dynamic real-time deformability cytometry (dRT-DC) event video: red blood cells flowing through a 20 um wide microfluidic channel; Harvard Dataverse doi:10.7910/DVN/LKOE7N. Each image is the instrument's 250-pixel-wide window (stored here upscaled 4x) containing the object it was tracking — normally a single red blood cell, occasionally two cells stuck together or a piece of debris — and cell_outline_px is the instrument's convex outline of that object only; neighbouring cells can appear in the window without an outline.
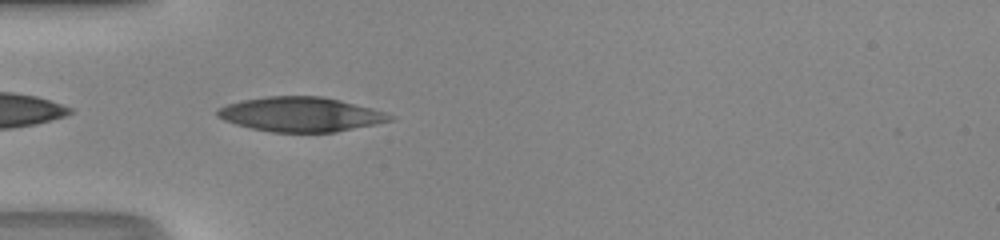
{"species": "human", "species_latin": "Homo sapiens", "temperature_condition": "room temperature", "stored_images_in_passage": 34, "camera_frame_rate_fps": 3000, "um_per_image_px": 0.085, "donor": {"sex": "male"}, "frame": {"image": 1, "passage_image": 1, "time_ms": 0.0, "image_size_px": [1000, 240], "cell_outline_px": [[392, 120], [336, 132], [272, 132], [252, 128], [236, 124], [224, 120], [216, 116], [216, 112], [220, 108], [228, 104], [244, 100], [268, 96], [320, 96], [340, 100], [372, 108], [384, 112], [392, 116]], "centroid_in_image_um": [25.54, 9.72], "position_along_channel_um": 59.5, "area_um2": 34.28}}
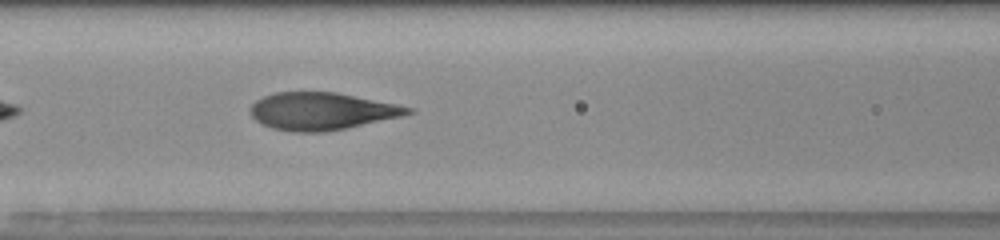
{"frame": {"image": 2, "passage_image": 7, "time_ms": 2.0, "image_size_px": [1000, 240], "cell_outline_px": [[416, 112], [404, 116], [324, 132], [292, 132], [272, 128], [256, 120], [252, 116], [252, 104], [256, 100], [264, 96], [276, 92], [336, 92], [416, 108]], "centroid_in_image_um": [27.39, 9.45], "position_along_channel_um": 139.2, "area_um2": 34.16}}
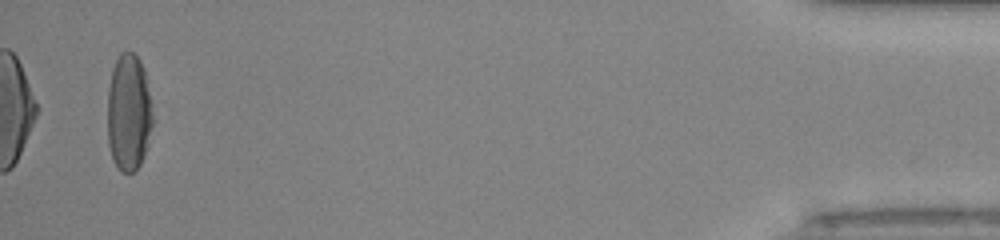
{"frame": {"image": 3, "passage_image": 33, "time_ms": 10.667, "image_size_px": [1000, 240], "cell_outline_px": [[152, 124], [144, 156], [140, 164], [132, 172], [120, 172], [116, 168], [112, 160], [108, 144], [108, 88], [112, 68], [120, 52], [132, 52], [140, 60], [144, 68], [152, 104]], "centroid_in_image_um": [10.93, 9.57], "position_along_channel_um": 424.3, "area_um2": 31.1}, "authors_computed_cell_mechanics": {"area_um2": 34.2754, "velocity_mm_per_s": 4.2496, "shape_relaxation_time_tau1_ms": 6.6453, "shape_relaxation_time_tau2_ms": 0.6738, "deformation_change_tau1": 0.2512, "deformation_change_tau2": 0.0747}}